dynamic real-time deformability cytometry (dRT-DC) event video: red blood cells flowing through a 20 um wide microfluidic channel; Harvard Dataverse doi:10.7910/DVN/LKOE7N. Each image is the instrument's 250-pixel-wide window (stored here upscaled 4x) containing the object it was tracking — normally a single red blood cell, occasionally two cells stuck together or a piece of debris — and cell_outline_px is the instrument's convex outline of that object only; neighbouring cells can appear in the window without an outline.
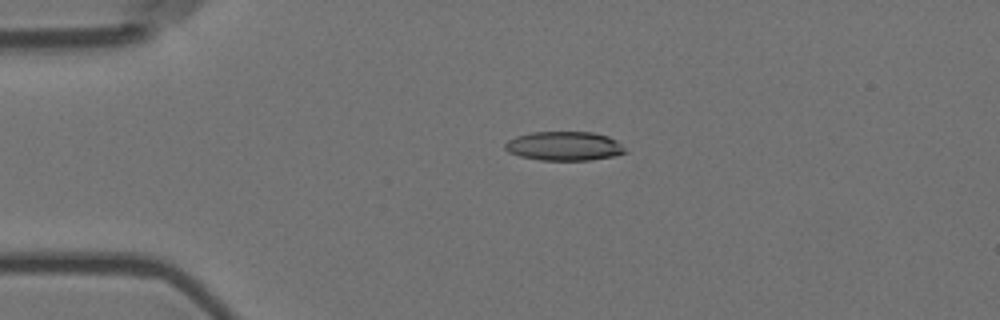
{"species": "Egyptian fruit bat (a non-hibernating species)", "species_latin": "Rousettus aegyptiacus", "temperature_condition": "room temperature", "stored_images_in_passage": 54, "camera_frame_rate_fps": 3000, "um_per_image_px": 0.085, "animal": {"sex": "female"}, "frame": {"image": 1, "passage_image": 10, "time_ms": 3.0, "image_size_px": [1000, 320], "cell_outline_px": [[628, 152], [612, 156], [592, 160], [540, 160], [520, 156], [508, 152], [504, 148], [504, 144], [508, 140], [516, 136], [532, 132], [592, 132], [608, 136], [616, 140]], "centroid_in_image_um": [47.94, 12.41], "position_along_channel_um": 37.1, "area_um2": 20.35}}
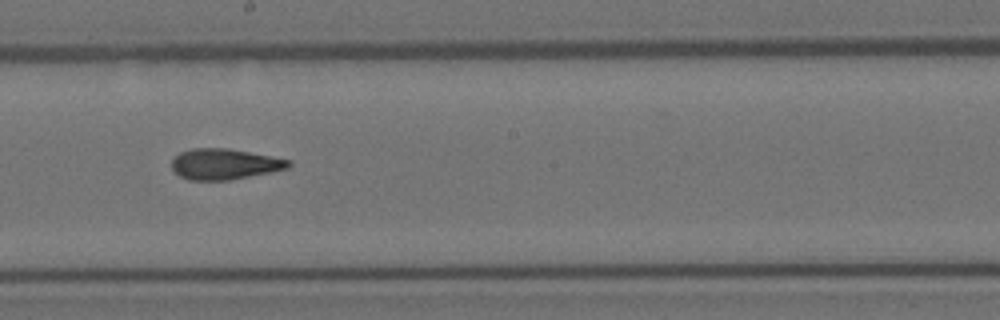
{"frame": {"image": 2, "passage_image": 29, "time_ms": 9.333, "image_size_px": [1000, 320], "cell_outline_px": [[292, 164], [288, 168], [228, 180], [188, 180], [180, 176], [172, 168], [172, 160], [180, 152], [192, 148], [228, 148], [292, 160]], "centroid_in_image_um": [19.07, 13.94], "position_along_channel_um": 229.1, "area_um2": 20.75}}
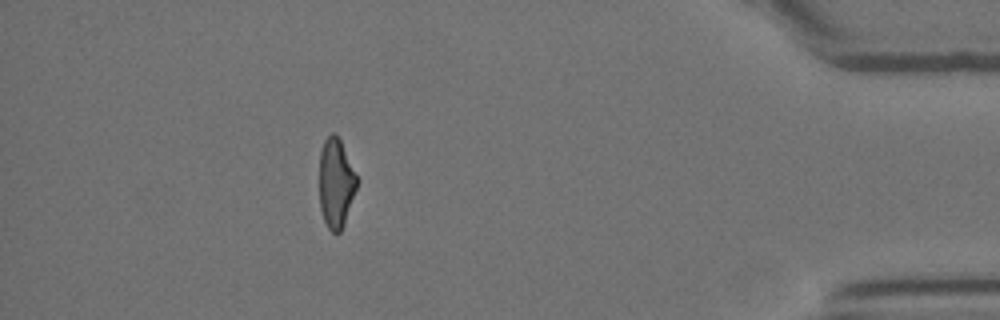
{"frame": {"image": 3, "passage_image": 48, "time_ms": 15.667, "image_size_px": [1000, 320], "cell_outline_px": [[360, 180], [344, 224], [340, 232], [332, 232], [328, 228], [324, 220], [320, 208], [320, 152], [324, 140], [332, 132], [336, 132]], "centroid_in_image_um": [28.58, 15.55], "position_along_channel_um": 406.6, "area_um2": 19.71}, "authors_computed_cell_mechanics": {"area_um2": 20.7213, "velocity_mm_per_s": 3.6014, "shape_relaxation_time_tau1_ms": null, "shape_relaxation_time_tau2_ms": 2.8228, "deformation_change_tau1": null, "deformation_change_tau2": 0.121}}